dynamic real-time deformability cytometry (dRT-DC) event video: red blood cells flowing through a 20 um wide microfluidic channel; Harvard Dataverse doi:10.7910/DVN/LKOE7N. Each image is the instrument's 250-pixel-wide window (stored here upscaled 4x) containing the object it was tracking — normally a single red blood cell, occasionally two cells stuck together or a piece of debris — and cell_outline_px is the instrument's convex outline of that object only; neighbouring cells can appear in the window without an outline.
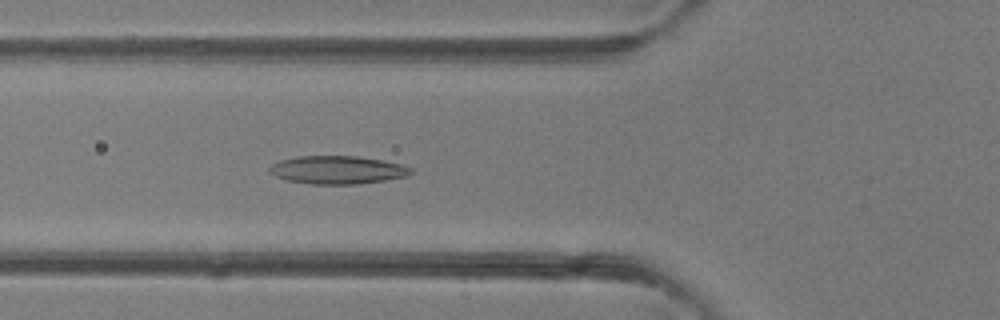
{"species": "common noctule bat (a hibernating species)", "species_latin": "Nyctalus noctula", "temperature_condition": "room temperature", "stored_images_in_passage": 36, "camera_frame_rate_fps": 3000, "um_per_image_px": 0.085, "animal": {"sex": "female"}, "frame": {"image": 1, "passage_image": 10, "time_ms": 3.0, "image_size_px": [1000, 320], "cell_outline_px": [[412, 172], [408, 176], [384, 180], [356, 184], [312, 184], [288, 180], [276, 176], [268, 172], [268, 168], [272, 164], [280, 160], [296, 156], [356, 156], [384, 160], [400, 164], [412, 168]], "centroid_in_image_um": [28.67, 14.43], "position_along_channel_um": 97.1, "area_um2": 23.12}}
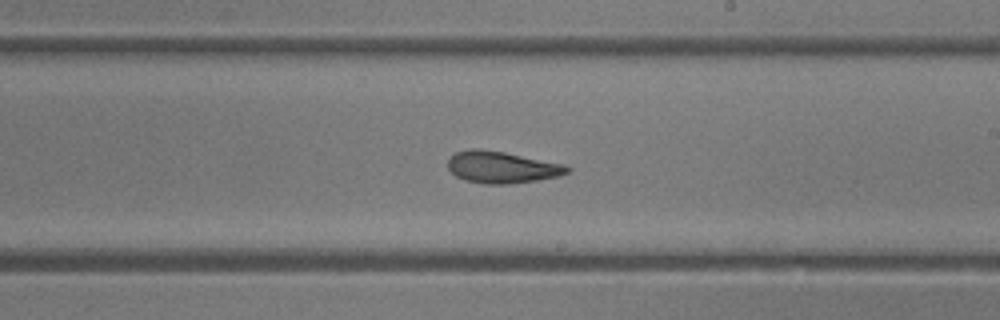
{"frame": {"image": 2, "passage_image": 19, "time_ms": 6.0, "image_size_px": [1000, 320], "cell_outline_px": [[572, 168], [568, 172], [560, 176], [536, 180], [508, 184], [484, 184], [464, 180], [456, 176], [448, 168], [448, 160], [456, 152], [472, 148], [480, 148], [504, 152], [564, 164]], "centroid_in_image_um": [42.65, 14.21], "position_along_channel_um": 246.3, "area_um2": 22.08}}
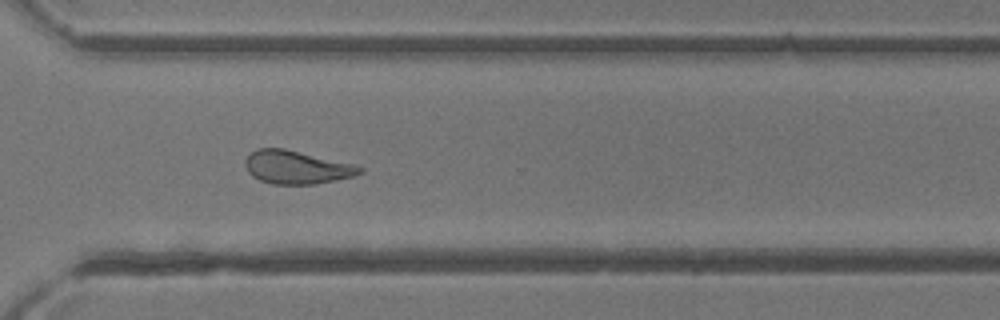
{"frame": {"image": 3, "passage_image": 25, "time_ms": 8.0, "image_size_px": [1000, 320], "cell_outline_px": [[364, 172], [352, 176], [336, 180], [316, 184], [272, 184], [260, 180], [252, 176], [248, 172], [244, 164], [244, 160], [256, 148], [284, 148], [352, 164], [364, 168]], "centroid_in_image_um": [25.18, 14.22], "position_along_channel_um": 345.4, "area_um2": 22.08}}